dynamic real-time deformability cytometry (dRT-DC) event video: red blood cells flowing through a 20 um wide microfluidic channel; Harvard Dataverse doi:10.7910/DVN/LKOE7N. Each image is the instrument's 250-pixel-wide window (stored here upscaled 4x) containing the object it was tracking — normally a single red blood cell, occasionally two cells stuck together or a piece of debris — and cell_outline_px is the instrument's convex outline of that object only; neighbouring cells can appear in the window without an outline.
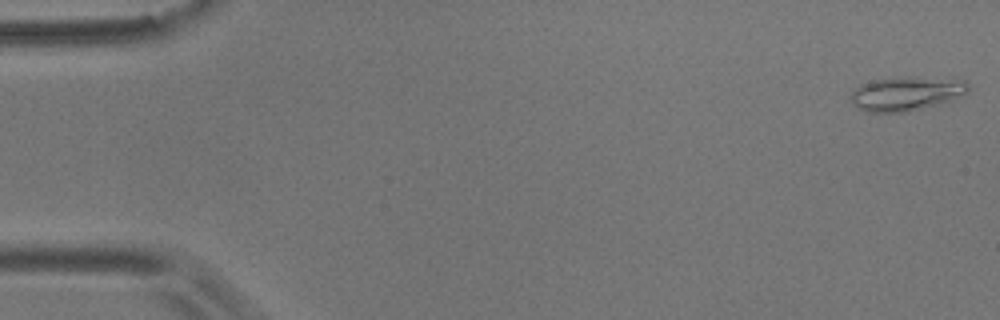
{"species": "common noctule bat (a hibernating species)", "species_latin": "Nyctalus noctula", "temperature_condition": "room temperature", "stored_images_in_passage": 56, "camera_frame_rate_fps": 3000, "um_per_image_px": 0.085, "animal": {"sex": "male", "body_mass_g": 17.9}, "frame": {"image": 1, "passage_image": 1, "time_ms": 0.0, "image_size_px": [1000, 320], "cell_outline_px": [[968, 92], [964, 96], [952, 100], [904, 112], [868, 112], [852, 104], [852, 92], [860, 84], [872, 80], [912, 76], [968, 80]], "centroid_in_image_um": [77.08, 7.93], "position_along_channel_um": 7.9, "area_um2": 23.29}}
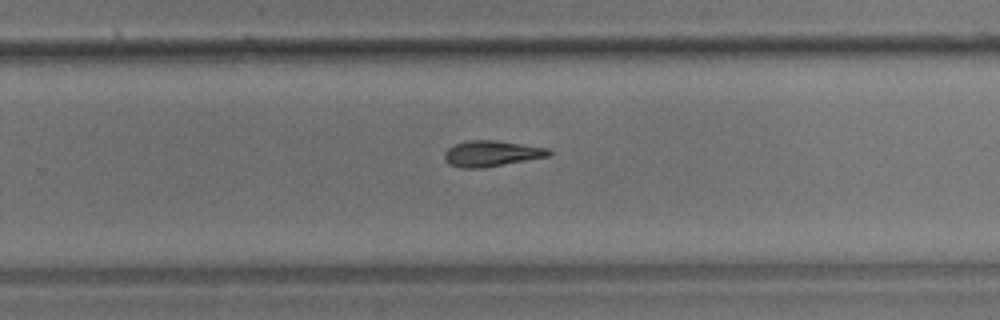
{"frame": {"image": 2, "passage_image": 36, "time_ms": 11.667, "image_size_px": [1000, 320], "cell_outline_px": [[552, 156], [484, 168], [460, 168], [448, 164], [444, 160], [444, 152], [448, 148], [456, 144], [468, 140], [496, 140], [548, 148], [552, 152]], "centroid_in_image_um": [41.79, 13.06], "position_along_channel_um": 288.0, "area_um2": 15.95}}
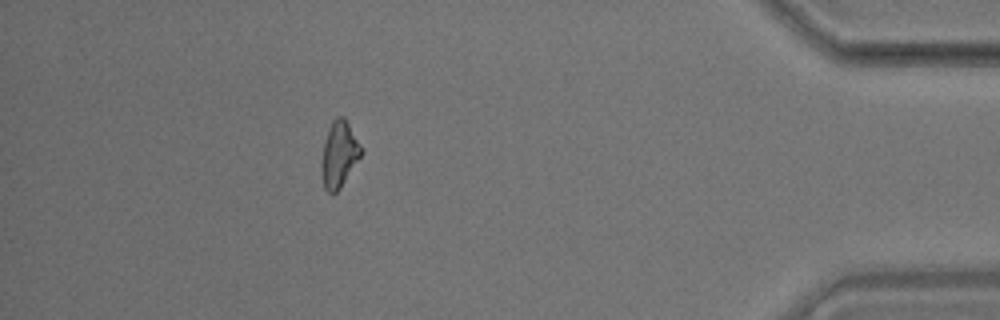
{"frame": {"image": 3, "passage_image": 50, "time_ms": 16.333, "image_size_px": [1000, 320], "cell_outline_px": [[364, 152], [340, 188], [336, 192], [328, 192], [324, 188], [320, 168], [320, 164], [324, 140], [328, 128], [332, 120], [336, 116], [344, 116], [364, 148]], "centroid_in_image_um": [28.83, 13.08], "position_along_channel_um": 406.4, "area_um2": 15.66}, "authors_computed_cell_mechanics": {"area_um2": 15.6927, "velocity_mm_per_s": 3.5765, "shape_relaxation_time_tau1_ms": 9.0785, "shape_relaxation_time_tau2_ms": null, "deformation_change_tau1": 0.2106, "deformation_change_tau2": null}}